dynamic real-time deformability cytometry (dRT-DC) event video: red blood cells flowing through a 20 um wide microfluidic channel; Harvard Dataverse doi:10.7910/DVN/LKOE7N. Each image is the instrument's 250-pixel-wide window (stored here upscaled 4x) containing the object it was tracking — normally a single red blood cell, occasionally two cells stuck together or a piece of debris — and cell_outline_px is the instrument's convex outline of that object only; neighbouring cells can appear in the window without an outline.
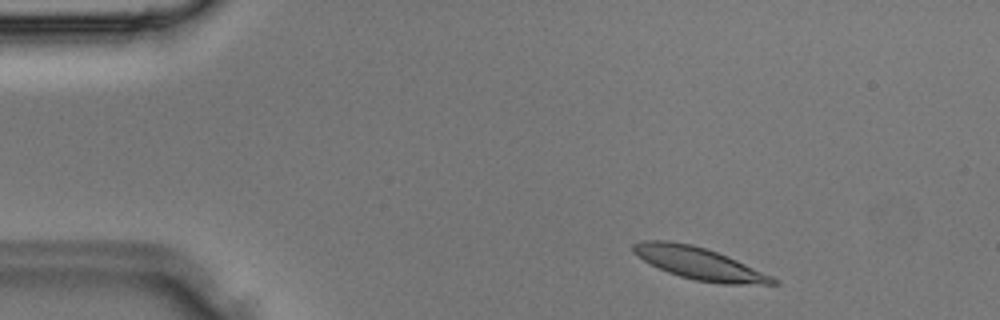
{"species": "Egyptian fruit bat (a non-hibernating species)", "species_latin": "Rousettus aegyptiacus", "temperature_condition": "room temperature", "stored_images_in_passage": 34, "camera_frame_rate_fps": 3000, "um_per_image_px": 0.085, "animal": {"sex": "male"}, "frame": {"image": 1, "passage_image": 2, "time_ms": 0.333, "image_size_px": [1000, 320], "cell_outline_px": [[780, 284], [720, 284], [696, 280], [680, 276], [668, 272], [644, 260], [632, 252], [632, 244], [644, 240], [668, 240], [692, 244], [728, 256], [772, 276], [780, 280]], "centroid_in_image_um": [59.44, 22.39], "position_along_channel_um": 25.6, "area_um2": 26.01}}
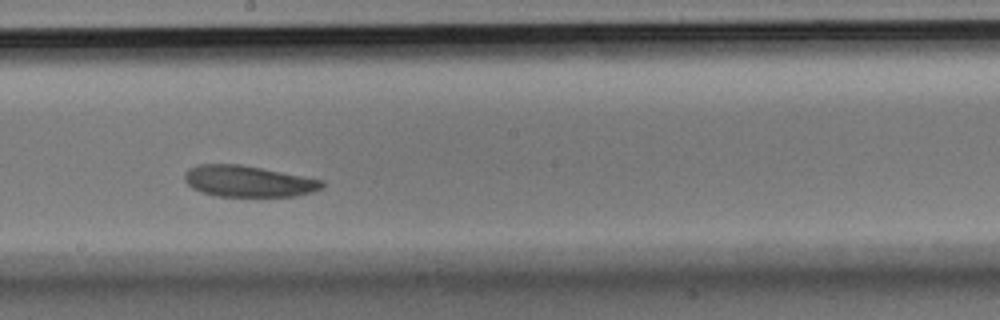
{"frame": {"image": 2, "passage_image": 17, "time_ms": 5.333, "image_size_px": [1000, 320], "cell_outline_px": [[324, 188], [312, 192], [296, 196], [216, 196], [200, 192], [192, 188], [184, 180], [184, 172], [188, 168], [196, 164], [240, 164], [324, 180]], "centroid_in_image_um": [21.07, 15.4], "position_along_channel_um": 227.1, "area_um2": 25.2}}
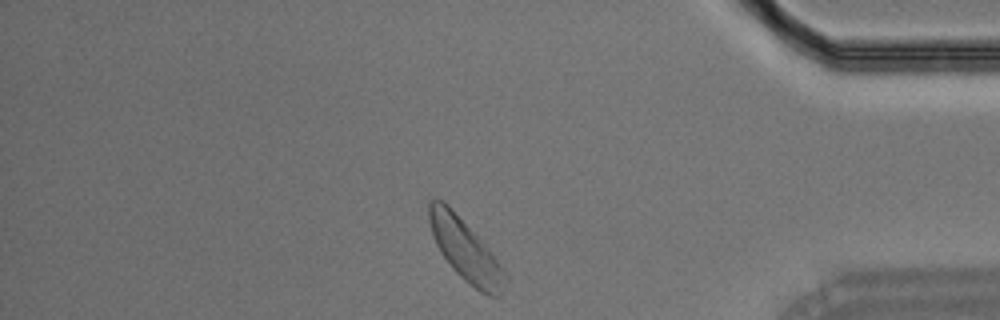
{"frame": {"image": 3, "passage_image": 28, "time_ms": 9.0, "image_size_px": [1000, 320], "cell_outline_px": [[508, 280], [500, 296], [488, 296], [480, 292], [468, 284], [452, 268], [440, 252], [432, 236], [428, 220], [428, 200], [436, 196], [444, 200], [448, 204], [488, 248], [508, 272]], "centroid_in_image_um": [39.55, 21.25], "position_along_channel_um": 395.6, "area_um2": 27.8}}